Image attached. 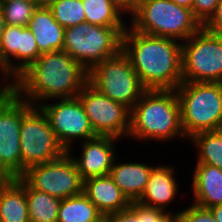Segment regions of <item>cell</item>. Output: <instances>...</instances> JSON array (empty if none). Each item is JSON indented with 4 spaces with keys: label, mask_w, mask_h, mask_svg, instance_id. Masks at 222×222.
I'll return each instance as SVG.
<instances>
[{
    "label": "cell",
    "mask_w": 222,
    "mask_h": 222,
    "mask_svg": "<svg viewBox=\"0 0 222 222\" xmlns=\"http://www.w3.org/2000/svg\"><path fill=\"white\" fill-rule=\"evenodd\" d=\"M89 71L64 50L43 53L16 78V93L33 106L77 97Z\"/></svg>",
    "instance_id": "6da1fadb"
},
{
    "label": "cell",
    "mask_w": 222,
    "mask_h": 222,
    "mask_svg": "<svg viewBox=\"0 0 222 222\" xmlns=\"http://www.w3.org/2000/svg\"><path fill=\"white\" fill-rule=\"evenodd\" d=\"M121 50L147 90L176 89L183 82L182 42L140 33L128 24Z\"/></svg>",
    "instance_id": "7a4b0ae2"
},
{
    "label": "cell",
    "mask_w": 222,
    "mask_h": 222,
    "mask_svg": "<svg viewBox=\"0 0 222 222\" xmlns=\"http://www.w3.org/2000/svg\"><path fill=\"white\" fill-rule=\"evenodd\" d=\"M128 139L143 144L151 141L172 145L175 139L188 141L181 127L180 103L175 89L144 92L131 109Z\"/></svg>",
    "instance_id": "3957f363"
},
{
    "label": "cell",
    "mask_w": 222,
    "mask_h": 222,
    "mask_svg": "<svg viewBox=\"0 0 222 222\" xmlns=\"http://www.w3.org/2000/svg\"><path fill=\"white\" fill-rule=\"evenodd\" d=\"M175 91L187 139L198 132L222 128V83L182 82Z\"/></svg>",
    "instance_id": "277c9868"
},
{
    "label": "cell",
    "mask_w": 222,
    "mask_h": 222,
    "mask_svg": "<svg viewBox=\"0 0 222 222\" xmlns=\"http://www.w3.org/2000/svg\"><path fill=\"white\" fill-rule=\"evenodd\" d=\"M128 24L140 33L180 42L186 41L202 27L191 9L171 0H142L128 18Z\"/></svg>",
    "instance_id": "5b68a950"
},
{
    "label": "cell",
    "mask_w": 222,
    "mask_h": 222,
    "mask_svg": "<svg viewBox=\"0 0 222 222\" xmlns=\"http://www.w3.org/2000/svg\"><path fill=\"white\" fill-rule=\"evenodd\" d=\"M127 27H102L83 22L66 28L63 50L88 71L97 63L117 55Z\"/></svg>",
    "instance_id": "8992f818"
},
{
    "label": "cell",
    "mask_w": 222,
    "mask_h": 222,
    "mask_svg": "<svg viewBox=\"0 0 222 222\" xmlns=\"http://www.w3.org/2000/svg\"><path fill=\"white\" fill-rule=\"evenodd\" d=\"M88 83L101 94L124 104L130 110L147 90L122 50L95 64L89 70Z\"/></svg>",
    "instance_id": "52a82bcc"
},
{
    "label": "cell",
    "mask_w": 222,
    "mask_h": 222,
    "mask_svg": "<svg viewBox=\"0 0 222 222\" xmlns=\"http://www.w3.org/2000/svg\"><path fill=\"white\" fill-rule=\"evenodd\" d=\"M182 81L222 83V36L203 26L182 42Z\"/></svg>",
    "instance_id": "ba28073f"
},
{
    "label": "cell",
    "mask_w": 222,
    "mask_h": 222,
    "mask_svg": "<svg viewBox=\"0 0 222 222\" xmlns=\"http://www.w3.org/2000/svg\"><path fill=\"white\" fill-rule=\"evenodd\" d=\"M20 150L23 174L32 166L55 161L67 153L52 130L47 116L38 106L32 105L23 114Z\"/></svg>",
    "instance_id": "9c48e42d"
},
{
    "label": "cell",
    "mask_w": 222,
    "mask_h": 222,
    "mask_svg": "<svg viewBox=\"0 0 222 222\" xmlns=\"http://www.w3.org/2000/svg\"><path fill=\"white\" fill-rule=\"evenodd\" d=\"M77 97L80 99L97 136L127 139L130 132L131 114L128 107L101 94L90 83L79 92Z\"/></svg>",
    "instance_id": "30bf717a"
},
{
    "label": "cell",
    "mask_w": 222,
    "mask_h": 222,
    "mask_svg": "<svg viewBox=\"0 0 222 222\" xmlns=\"http://www.w3.org/2000/svg\"><path fill=\"white\" fill-rule=\"evenodd\" d=\"M21 178L33 189L65 199L83 193L84 180L68 153L28 168Z\"/></svg>",
    "instance_id": "8fae6325"
},
{
    "label": "cell",
    "mask_w": 222,
    "mask_h": 222,
    "mask_svg": "<svg viewBox=\"0 0 222 222\" xmlns=\"http://www.w3.org/2000/svg\"><path fill=\"white\" fill-rule=\"evenodd\" d=\"M39 107L47 116L52 130L66 151L76 147L74 143L97 137L78 97L47 101Z\"/></svg>",
    "instance_id": "7c38bea8"
},
{
    "label": "cell",
    "mask_w": 222,
    "mask_h": 222,
    "mask_svg": "<svg viewBox=\"0 0 222 222\" xmlns=\"http://www.w3.org/2000/svg\"><path fill=\"white\" fill-rule=\"evenodd\" d=\"M31 106L16 93L0 107V174L5 179L23 175L20 126L23 114Z\"/></svg>",
    "instance_id": "4fadbf2b"
},
{
    "label": "cell",
    "mask_w": 222,
    "mask_h": 222,
    "mask_svg": "<svg viewBox=\"0 0 222 222\" xmlns=\"http://www.w3.org/2000/svg\"><path fill=\"white\" fill-rule=\"evenodd\" d=\"M41 54L28 27L5 25L0 41V62L15 79Z\"/></svg>",
    "instance_id": "5bb4252c"
},
{
    "label": "cell",
    "mask_w": 222,
    "mask_h": 222,
    "mask_svg": "<svg viewBox=\"0 0 222 222\" xmlns=\"http://www.w3.org/2000/svg\"><path fill=\"white\" fill-rule=\"evenodd\" d=\"M120 141L122 140L111 136H97L78 143L77 147H81H79L78 155H76L78 152L74 150L75 147H71L67 153L75 162L83 180L105 176L109 175L115 159L120 156L117 154V149H115L119 147L117 143L120 144Z\"/></svg>",
    "instance_id": "9a60e30c"
},
{
    "label": "cell",
    "mask_w": 222,
    "mask_h": 222,
    "mask_svg": "<svg viewBox=\"0 0 222 222\" xmlns=\"http://www.w3.org/2000/svg\"><path fill=\"white\" fill-rule=\"evenodd\" d=\"M156 164L152 169L149 179L141 198L137 201L143 205L160 208L172 214L174 217L182 210L170 207L173 202H176V198L179 197V188L183 190L179 185L178 178H176L177 167L167 164ZM174 165V166H173ZM173 210V211H172ZM178 210V211H177ZM172 211V212H171Z\"/></svg>",
    "instance_id": "2e32d148"
},
{
    "label": "cell",
    "mask_w": 222,
    "mask_h": 222,
    "mask_svg": "<svg viewBox=\"0 0 222 222\" xmlns=\"http://www.w3.org/2000/svg\"><path fill=\"white\" fill-rule=\"evenodd\" d=\"M118 156L110 169L109 176L123 192L130 202L138 201L145 191L149 175L156 165L151 162L150 165L145 160H132L127 162L119 159ZM124 163H123V162ZM144 161V162H142Z\"/></svg>",
    "instance_id": "e0dca14e"
},
{
    "label": "cell",
    "mask_w": 222,
    "mask_h": 222,
    "mask_svg": "<svg viewBox=\"0 0 222 222\" xmlns=\"http://www.w3.org/2000/svg\"><path fill=\"white\" fill-rule=\"evenodd\" d=\"M191 175L189 190L192 204L205 209L222 204L221 169L208 164H195Z\"/></svg>",
    "instance_id": "ac0fdd59"
},
{
    "label": "cell",
    "mask_w": 222,
    "mask_h": 222,
    "mask_svg": "<svg viewBox=\"0 0 222 222\" xmlns=\"http://www.w3.org/2000/svg\"><path fill=\"white\" fill-rule=\"evenodd\" d=\"M83 193L104 216L122 211L131 203L109 175L84 180Z\"/></svg>",
    "instance_id": "d6986e66"
},
{
    "label": "cell",
    "mask_w": 222,
    "mask_h": 222,
    "mask_svg": "<svg viewBox=\"0 0 222 222\" xmlns=\"http://www.w3.org/2000/svg\"><path fill=\"white\" fill-rule=\"evenodd\" d=\"M27 27L42 54L63 50L65 28L54 19L50 8L37 7Z\"/></svg>",
    "instance_id": "ffe728a7"
},
{
    "label": "cell",
    "mask_w": 222,
    "mask_h": 222,
    "mask_svg": "<svg viewBox=\"0 0 222 222\" xmlns=\"http://www.w3.org/2000/svg\"><path fill=\"white\" fill-rule=\"evenodd\" d=\"M0 222H30L25 188L15 178L0 181Z\"/></svg>",
    "instance_id": "44dd1931"
},
{
    "label": "cell",
    "mask_w": 222,
    "mask_h": 222,
    "mask_svg": "<svg viewBox=\"0 0 222 222\" xmlns=\"http://www.w3.org/2000/svg\"><path fill=\"white\" fill-rule=\"evenodd\" d=\"M15 179L25 188L30 222H57L61 199L31 188L21 177Z\"/></svg>",
    "instance_id": "7402d4cb"
},
{
    "label": "cell",
    "mask_w": 222,
    "mask_h": 222,
    "mask_svg": "<svg viewBox=\"0 0 222 222\" xmlns=\"http://www.w3.org/2000/svg\"><path fill=\"white\" fill-rule=\"evenodd\" d=\"M187 140L197 152L193 161L196 163L192 164H208L222 170V128L198 132Z\"/></svg>",
    "instance_id": "603a6c76"
},
{
    "label": "cell",
    "mask_w": 222,
    "mask_h": 222,
    "mask_svg": "<svg viewBox=\"0 0 222 222\" xmlns=\"http://www.w3.org/2000/svg\"><path fill=\"white\" fill-rule=\"evenodd\" d=\"M85 22L102 27H127L128 18L112 0H82Z\"/></svg>",
    "instance_id": "cb8c5ba5"
},
{
    "label": "cell",
    "mask_w": 222,
    "mask_h": 222,
    "mask_svg": "<svg viewBox=\"0 0 222 222\" xmlns=\"http://www.w3.org/2000/svg\"><path fill=\"white\" fill-rule=\"evenodd\" d=\"M104 215L84 193L61 199L57 222H97Z\"/></svg>",
    "instance_id": "d4e9b609"
},
{
    "label": "cell",
    "mask_w": 222,
    "mask_h": 222,
    "mask_svg": "<svg viewBox=\"0 0 222 222\" xmlns=\"http://www.w3.org/2000/svg\"><path fill=\"white\" fill-rule=\"evenodd\" d=\"M50 9L54 19L65 29L85 22L82 0H58Z\"/></svg>",
    "instance_id": "484cf974"
},
{
    "label": "cell",
    "mask_w": 222,
    "mask_h": 222,
    "mask_svg": "<svg viewBox=\"0 0 222 222\" xmlns=\"http://www.w3.org/2000/svg\"><path fill=\"white\" fill-rule=\"evenodd\" d=\"M6 25L27 27L37 8L35 2L27 0H0Z\"/></svg>",
    "instance_id": "4316f807"
},
{
    "label": "cell",
    "mask_w": 222,
    "mask_h": 222,
    "mask_svg": "<svg viewBox=\"0 0 222 222\" xmlns=\"http://www.w3.org/2000/svg\"><path fill=\"white\" fill-rule=\"evenodd\" d=\"M129 207L140 217V222H174L175 217L160 208L143 205L139 202H131Z\"/></svg>",
    "instance_id": "83f0119b"
},
{
    "label": "cell",
    "mask_w": 222,
    "mask_h": 222,
    "mask_svg": "<svg viewBox=\"0 0 222 222\" xmlns=\"http://www.w3.org/2000/svg\"><path fill=\"white\" fill-rule=\"evenodd\" d=\"M175 222H216L209 209L201 208L190 202L176 216Z\"/></svg>",
    "instance_id": "f1b7e54d"
},
{
    "label": "cell",
    "mask_w": 222,
    "mask_h": 222,
    "mask_svg": "<svg viewBox=\"0 0 222 222\" xmlns=\"http://www.w3.org/2000/svg\"><path fill=\"white\" fill-rule=\"evenodd\" d=\"M219 0H194L192 13L203 26L215 13Z\"/></svg>",
    "instance_id": "f546056e"
},
{
    "label": "cell",
    "mask_w": 222,
    "mask_h": 222,
    "mask_svg": "<svg viewBox=\"0 0 222 222\" xmlns=\"http://www.w3.org/2000/svg\"><path fill=\"white\" fill-rule=\"evenodd\" d=\"M0 107L16 94V79L5 69L0 68Z\"/></svg>",
    "instance_id": "4dcf8cb0"
},
{
    "label": "cell",
    "mask_w": 222,
    "mask_h": 222,
    "mask_svg": "<svg viewBox=\"0 0 222 222\" xmlns=\"http://www.w3.org/2000/svg\"><path fill=\"white\" fill-rule=\"evenodd\" d=\"M203 27L212 33L222 36V0H219L215 13Z\"/></svg>",
    "instance_id": "1f68e13d"
},
{
    "label": "cell",
    "mask_w": 222,
    "mask_h": 222,
    "mask_svg": "<svg viewBox=\"0 0 222 222\" xmlns=\"http://www.w3.org/2000/svg\"><path fill=\"white\" fill-rule=\"evenodd\" d=\"M105 216L109 222H140V217L130 207Z\"/></svg>",
    "instance_id": "d6a6232c"
},
{
    "label": "cell",
    "mask_w": 222,
    "mask_h": 222,
    "mask_svg": "<svg viewBox=\"0 0 222 222\" xmlns=\"http://www.w3.org/2000/svg\"><path fill=\"white\" fill-rule=\"evenodd\" d=\"M119 10L129 18L139 7L142 0H112Z\"/></svg>",
    "instance_id": "836d02e7"
},
{
    "label": "cell",
    "mask_w": 222,
    "mask_h": 222,
    "mask_svg": "<svg viewBox=\"0 0 222 222\" xmlns=\"http://www.w3.org/2000/svg\"><path fill=\"white\" fill-rule=\"evenodd\" d=\"M209 210L212 212L216 222H222V204L215 205L209 208Z\"/></svg>",
    "instance_id": "e575fe53"
},
{
    "label": "cell",
    "mask_w": 222,
    "mask_h": 222,
    "mask_svg": "<svg viewBox=\"0 0 222 222\" xmlns=\"http://www.w3.org/2000/svg\"><path fill=\"white\" fill-rule=\"evenodd\" d=\"M58 0H36L37 7L50 8Z\"/></svg>",
    "instance_id": "d590c367"
},
{
    "label": "cell",
    "mask_w": 222,
    "mask_h": 222,
    "mask_svg": "<svg viewBox=\"0 0 222 222\" xmlns=\"http://www.w3.org/2000/svg\"><path fill=\"white\" fill-rule=\"evenodd\" d=\"M171 1H173L177 5L184 6L186 8L191 9V10H192L193 4H194V0H171Z\"/></svg>",
    "instance_id": "8d00e7d4"
},
{
    "label": "cell",
    "mask_w": 222,
    "mask_h": 222,
    "mask_svg": "<svg viewBox=\"0 0 222 222\" xmlns=\"http://www.w3.org/2000/svg\"><path fill=\"white\" fill-rule=\"evenodd\" d=\"M5 25L6 24H5V21L3 18V12H2L1 5H0V41H1L2 34L4 32Z\"/></svg>",
    "instance_id": "74e56055"
},
{
    "label": "cell",
    "mask_w": 222,
    "mask_h": 222,
    "mask_svg": "<svg viewBox=\"0 0 222 222\" xmlns=\"http://www.w3.org/2000/svg\"><path fill=\"white\" fill-rule=\"evenodd\" d=\"M97 222H109V220L106 216H103Z\"/></svg>",
    "instance_id": "f35d334b"
},
{
    "label": "cell",
    "mask_w": 222,
    "mask_h": 222,
    "mask_svg": "<svg viewBox=\"0 0 222 222\" xmlns=\"http://www.w3.org/2000/svg\"><path fill=\"white\" fill-rule=\"evenodd\" d=\"M3 179L5 178L0 174V181H2Z\"/></svg>",
    "instance_id": "ab89813d"
}]
</instances>
